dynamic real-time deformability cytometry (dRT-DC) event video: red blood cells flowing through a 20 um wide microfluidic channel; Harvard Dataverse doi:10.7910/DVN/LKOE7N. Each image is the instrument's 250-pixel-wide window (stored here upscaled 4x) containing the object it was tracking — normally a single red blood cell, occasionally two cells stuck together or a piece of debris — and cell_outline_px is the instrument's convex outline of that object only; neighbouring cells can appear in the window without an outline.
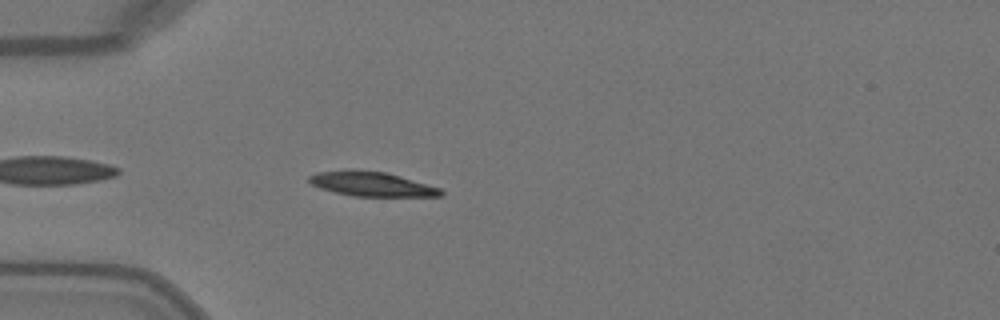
{"species": "Egyptian fruit bat (a non-hibernating species)", "species_latin": "Rousettus aegyptiacus", "temperature_condition": "warm", "stored_images_in_passage": 38, "camera_frame_rate_fps": 3000, "um_per_image_px": 0.085, "animal": {"sex": "female"}, "frame": {"image": 1, "passage_image": 3, "time_ms": 0.667, "image_size_px": [1000, 320], "cell_outline_px": [[444, 192], [440, 196], [352, 196], [320, 188], [312, 184], [308, 180], [308, 176], [316, 172], [352, 168], [356, 168], [388, 172], [440, 188]], "centroid_in_image_um": [31.55, 15.61], "position_along_channel_um": 53.5, "area_um2": 19.07}}
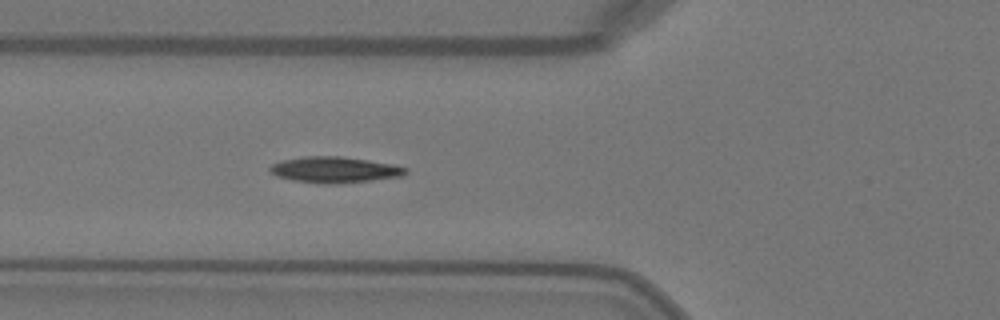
{"frame": {"image": 2, "passage_image": 7, "time_ms": 2.0, "image_size_px": [1000, 320], "cell_outline_px": [[408, 172], [404, 176], [336, 184], [324, 184], [292, 180], [276, 176], [268, 168], [272, 164], [280, 160], [304, 156], [340, 156], [368, 160], [392, 164], [408, 168]], "centroid_in_image_um": [28.44, 14.42], "position_along_channel_um": 97.4, "area_um2": 20.63}}
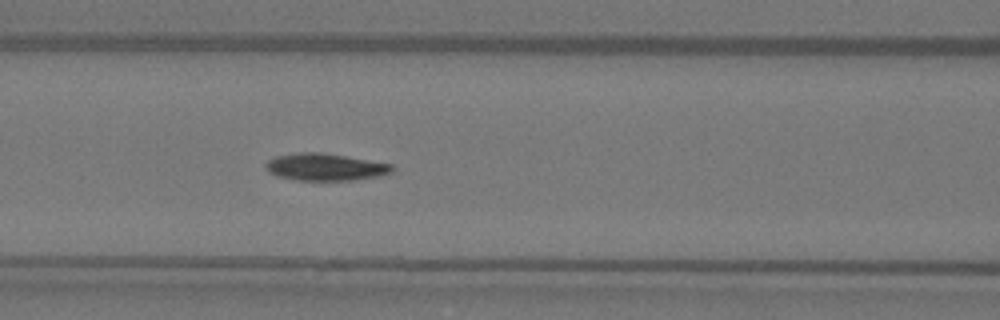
{"frame": {"image": 3, "passage_image": 10, "time_ms": 3.0, "image_size_px": [1000, 320], "cell_outline_px": [[396, 168], [392, 172], [376, 176], [356, 180], [296, 180], [280, 176], [268, 172], [264, 164], [268, 160], [276, 156], [300, 152], [320, 152], [392, 164]], "centroid_in_image_um": [27.64, 14.19], "position_along_channel_um": 139.0, "area_um2": 19.83}, "authors_computed_cell_mechanics": {"area_um2": 19.652, "velocity_mm_per_s": 4.0799, "shape_relaxation_time_tau1_ms": 3.1159, "shape_relaxation_time_tau2_ms": 5.792, "deformation_change_tau1": 0.1411, "deformation_change_tau2": 0.076}}